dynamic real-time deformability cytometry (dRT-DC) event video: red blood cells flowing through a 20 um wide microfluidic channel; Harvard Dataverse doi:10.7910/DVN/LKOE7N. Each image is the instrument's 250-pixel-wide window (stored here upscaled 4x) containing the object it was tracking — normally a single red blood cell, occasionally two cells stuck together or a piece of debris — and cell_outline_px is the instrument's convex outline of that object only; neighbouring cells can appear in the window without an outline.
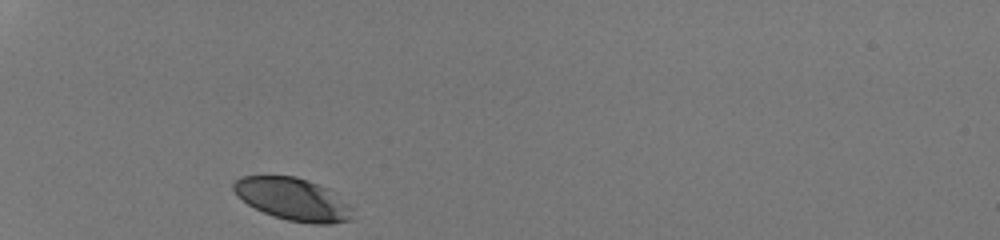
{"species": "human", "species_latin": "Homo sapiens", "temperature_condition": "room temperature", "stored_images_in_passage": 28, "camera_frame_rate_fps": 3000, "um_per_image_px": 0.085, "donor": {"sex": "male"}, "frame": {"image": 1, "passage_image": 1, "time_ms": 0.0, "image_size_px": [1000, 240], "cell_outline_px": [[352, 220], [328, 224], [312, 224], [288, 220], [272, 216], [248, 204], [232, 188], [232, 184], [240, 176], [296, 176], [308, 180], [328, 188], [348, 204], [352, 208]], "centroid_in_image_um": [24.92, 16.93], "position_along_channel_um": 60.1, "area_um2": 29.25}}
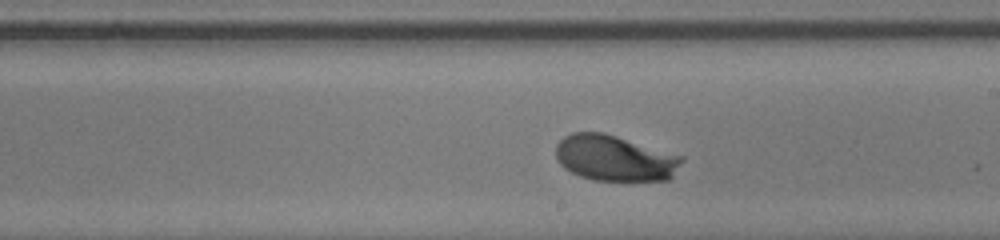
{"frame": {"image": 2, "passage_image": 16, "time_ms": 5.0, "image_size_px": [1000, 240], "cell_outline_px": [[684, 160], [672, 176], [668, 180], [596, 180], [580, 176], [564, 168], [560, 164], [556, 156], [556, 144], [564, 136], [572, 132], [604, 132], [684, 156]], "centroid_in_image_um": [52.25, 13.42], "position_along_channel_um": 236.7, "area_um2": 33.64}}
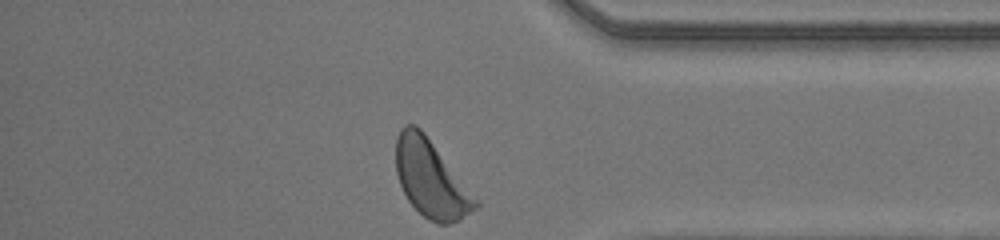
{"frame": {"image": 3, "passage_image": 28, "time_ms": 9.0, "image_size_px": [1000, 240], "cell_outline_px": [[480, 204], [476, 208], [460, 220], [448, 224], [436, 224], [428, 220], [408, 200], [400, 184], [396, 172], [396, 136], [400, 128], [404, 124], [416, 124], [424, 132], [480, 200]], "centroid_in_image_um": [36.64, 15.19], "position_along_channel_um": 398.6, "area_um2": 36.01}, "authors_computed_cell_mechanics": {"area_um2": 33.2639, "velocity_mm_per_s": 4.2069, "shape_relaxation_time_tau1_ms": 1.594, "shape_relaxation_time_tau2_ms": null, "deformation_change_tau1": 0.0912, "deformation_change_tau2": null}}